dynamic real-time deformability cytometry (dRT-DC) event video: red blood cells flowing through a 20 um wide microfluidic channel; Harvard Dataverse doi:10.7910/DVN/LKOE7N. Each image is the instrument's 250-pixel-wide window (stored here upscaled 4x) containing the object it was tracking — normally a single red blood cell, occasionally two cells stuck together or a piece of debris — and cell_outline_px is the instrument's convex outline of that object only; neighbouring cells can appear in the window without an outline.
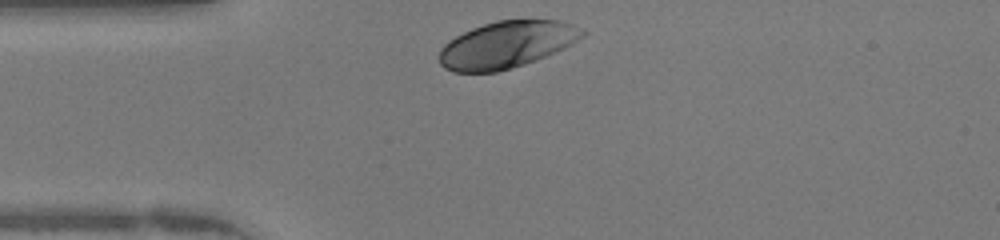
{"species": "human", "species_latin": "Homo sapiens", "temperature_condition": "warm", "stored_images_in_passage": 27, "camera_frame_rate_fps": 3000, "um_per_image_px": 0.085, "donor": {"sex": "female"}, "frame": {"image": 1, "passage_image": 1, "time_ms": 0.0, "image_size_px": [1000, 240], "cell_outline_px": [[588, 32], [584, 36], [572, 44], [564, 48], [524, 64], [512, 68], [496, 72], [452, 72], [444, 68], [440, 64], [436, 56], [440, 48], [448, 40], [472, 28], [496, 20], [560, 20], [584, 28]], "centroid_in_image_um": [43.05, 3.79], "position_along_channel_um": 42.0, "area_um2": 39.3}}
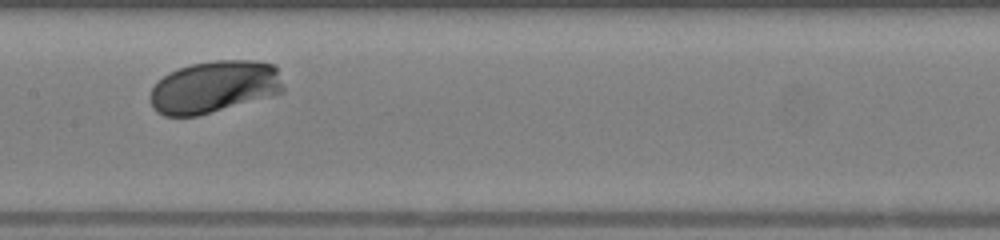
{"frame": {"image": 2, "passage_image": 13, "time_ms": 4.0, "image_size_px": [1000, 240], "cell_outline_px": [[284, 92], [196, 116], [164, 116], [156, 112], [152, 108], [148, 100], [148, 96], [152, 88], [168, 72], [192, 64], [212, 60], [252, 60], [272, 64], [276, 68], [284, 88]], "centroid_in_image_um": [18.16, 7.39], "position_along_channel_um": 189.2, "area_um2": 40.34}}
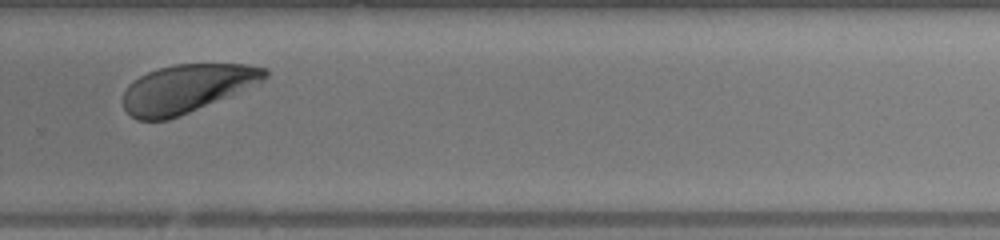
{"frame": {"image": 3, "passage_image": 22, "time_ms": 7.0, "image_size_px": [1000, 240], "cell_outline_px": [[268, 76], [260, 84], [180, 116], [168, 120], [136, 120], [124, 108], [124, 92], [128, 84], [132, 80], [148, 72], [160, 68], [176, 64], [248, 64], [268, 68]], "centroid_in_image_um": [15.92, 7.52], "position_along_channel_um": 313.9, "area_um2": 40.06}, "authors_computed_cell_mechanics": {"area_um2": 39.8242, "velocity_mm_per_s": 4.1672, "shape_relaxation_time_tau1_ms": 0.847, "shape_relaxation_time_tau2_ms": null, "deformation_change_tau1": 0.0913, "deformation_change_tau2": null}}